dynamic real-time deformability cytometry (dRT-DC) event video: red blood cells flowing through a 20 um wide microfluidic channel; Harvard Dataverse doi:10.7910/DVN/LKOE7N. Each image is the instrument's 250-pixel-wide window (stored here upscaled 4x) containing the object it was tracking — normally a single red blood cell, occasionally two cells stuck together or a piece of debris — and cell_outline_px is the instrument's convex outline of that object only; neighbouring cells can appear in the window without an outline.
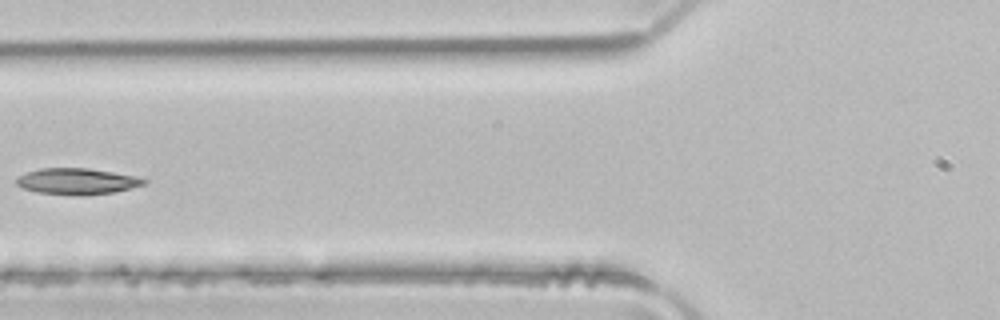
{"species": "common noctule bat (a hibernating species)", "species_latin": "Nyctalus noctula", "temperature_condition": "room temperature", "stored_images_in_passage": 4, "camera_frame_rate_fps": 3000, "um_per_image_px": 0.085, "animal": {"sex": "male", "body_mass_g": 21.5, "forearm_length_mm": 52.0}, "frame": {"image": 1, "passage_image": 4, "time_ms": 1.0, "image_size_px": [1000, 320], "cell_outline_px": [[148, 180], [144, 184], [112, 192], [84, 196], [80, 196], [36, 192], [20, 188], [16, 184], [16, 176], [40, 168], [88, 168], [112, 172], [132, 176]], "centroid_in_image_um": [6.45, 15.42], "position_along_channel_um": 119.4, "area_um2": 19.36}}